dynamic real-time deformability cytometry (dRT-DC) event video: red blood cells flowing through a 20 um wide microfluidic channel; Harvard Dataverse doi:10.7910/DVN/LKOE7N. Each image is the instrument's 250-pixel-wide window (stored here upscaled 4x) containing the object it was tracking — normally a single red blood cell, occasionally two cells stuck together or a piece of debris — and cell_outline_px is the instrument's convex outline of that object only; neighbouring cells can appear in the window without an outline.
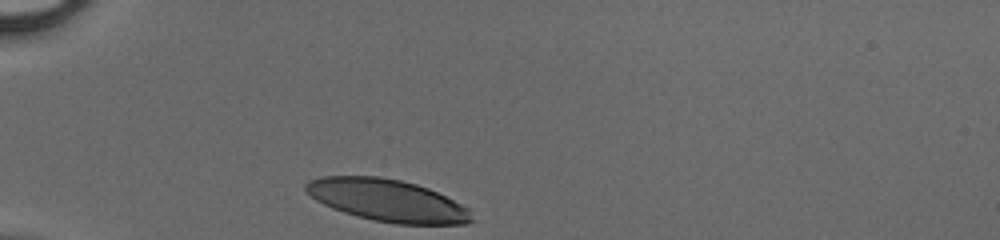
{"species": "human", "species_latin": "Homo sapiens", "temperature_condition": "cold", "stored_images_in_passage": 27, "camera_frame_rate_fps": 3000, "um_per_image_px": 0.085, "donor": {"sex": "male"}, "frame": {"image": 1, "passage_image": 1, "time_ms": 0.0, "image_size_px": [1000, 240], "cell_outline_px": [[476, 220], [464, 224], [396, 224], [372, 220], [356, 216], [332, 208], [316, 200], [304, 188], [304, 184], [308, 180], [320, 176], [380, 176], [400, 180], [416, 184], [428, 188], [468, 208]], "centroid_in_image_um": [32.91, 17.03], "position_along_channel_um": 52.1, "area_um2": 40.69}}
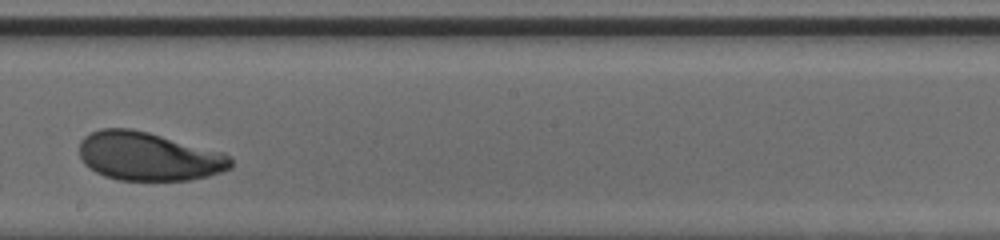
{"frame": {"image": 2, "passage_image": 16, "time_ms": 5.0, "image_size_px": [1000, 240], "cell_outline_px": [[232, 168], [208, 176], [192, 180], [120, 180], [104, 176], [88, 168], [80, 160], [80, 140], [84, 136], [100, 128], [132, 128], [148, 132], [224, 152], [232, 156]], "centroid_in_image_um": [12.63, 13.29], "position_along_channel_um": 235.6, "area_um2": 43.23}}
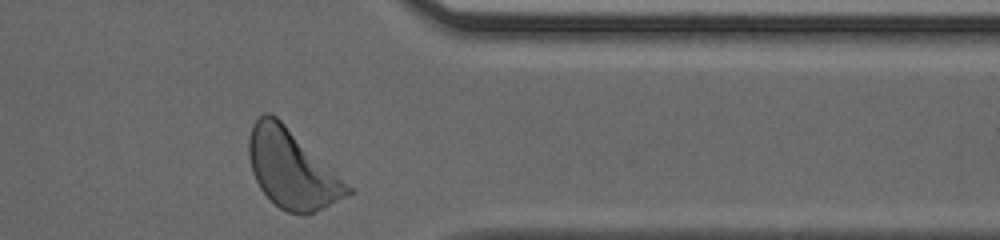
{"frame": {"image": 3, "passage_image": 27, "time_ms": 8.667, "image_size_px": [1000, 240], "cell_outline_px": [[356, 192], [348, 196], [304, 216], [288, 212], [280, 208], [260, 188], [252, 172], [248, 156], [248, 136], [252, 124], [264, 112], [268, 112], [276, 116], [352, 188]], "centroid_in_image_um": [24.78, 14.37], "position_along_channel_um": 386.6, "area_um2": 44.56}}